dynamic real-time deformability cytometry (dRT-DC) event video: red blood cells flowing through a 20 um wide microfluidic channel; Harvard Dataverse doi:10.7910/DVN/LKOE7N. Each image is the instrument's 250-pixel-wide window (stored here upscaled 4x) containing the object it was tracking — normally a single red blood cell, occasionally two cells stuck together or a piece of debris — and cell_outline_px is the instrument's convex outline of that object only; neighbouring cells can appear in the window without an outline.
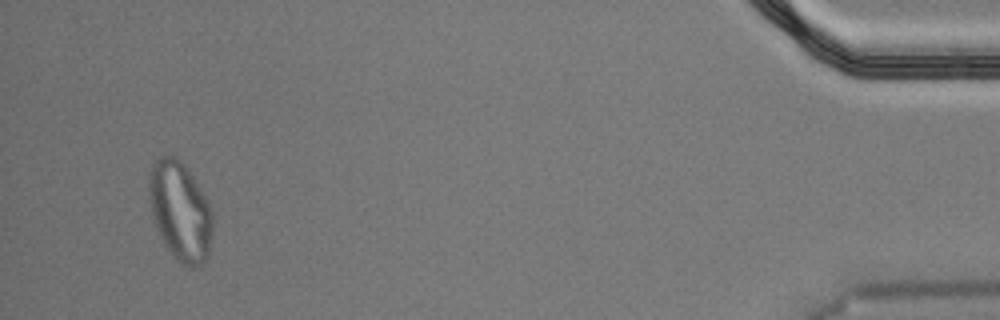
{"species": "Egyptian fruit bat (a non-hibernating species)", "species_latin": "Rousettus aegyptiacus", "temperature_condition": "cold", "stored_images_in_passage": 54, "segment_of_instrument_passage": [2, 2], "camera_frame_rate_fps": 3000, "um_per_image_px": 0.085, "animal": {"sex": "male"}, "frame": {"image": 1, "passage_image": 52, "time_ms": 17.0, "image_size_px": [1000, 320], "cell_outline_px": [[212, 236], [208, 256], [196, 268], [188, 268], [164, 244], [160, 236], [152, 216], [148, 192], [148, 176], [152, 164], [160, 156], [176, 156], [188, 168], [208, 200], [212, 208]], "centroid_in_image_um": [15.32, 17.91], "position_along_channel_um": 419.9, "area_um2": 36.88}}